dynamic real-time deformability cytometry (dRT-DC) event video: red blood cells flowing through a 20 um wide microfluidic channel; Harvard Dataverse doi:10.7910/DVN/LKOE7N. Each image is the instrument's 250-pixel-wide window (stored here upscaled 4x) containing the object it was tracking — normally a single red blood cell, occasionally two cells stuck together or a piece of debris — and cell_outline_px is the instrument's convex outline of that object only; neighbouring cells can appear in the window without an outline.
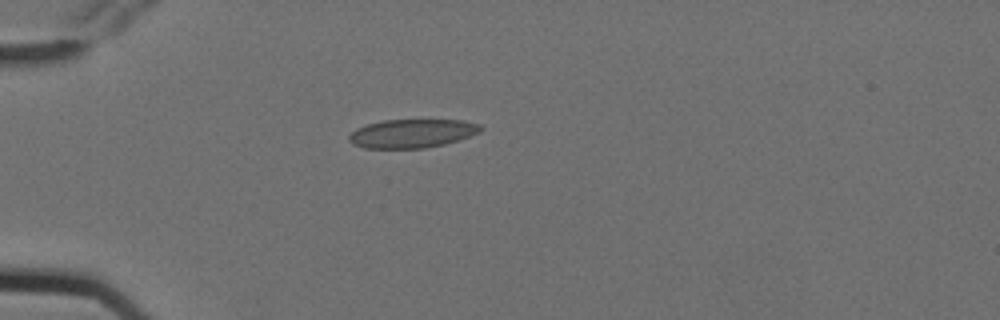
{"species": "Egyptian fruit bat (a non-hibernating species)", "species_latin": "Rousettus aegyptiacus", "temperature_condition": "cold", "stored_images_in_passage": 15, "camera_frame_rate_fps": 3000, "um_per_image_px": 0.085, "animal": {"sex": "female"}, "frame": {"image": 1, "passage_image": 4, "time_ms": 1.0, "image_size_px": [1000, 320], "cell_outline_px": [[484, 128], [480, 132], [444, 144], [424, 148], [364, 148], [352, 144], [348, 140], [348, 136], [356, 128], [368, 124], [384, 120], [464, 120], [480, 124]], "centroid_in_image_um": [35.01, 11.34], "position_along_channel_um": 50.0, "area_um2": 21.91}}
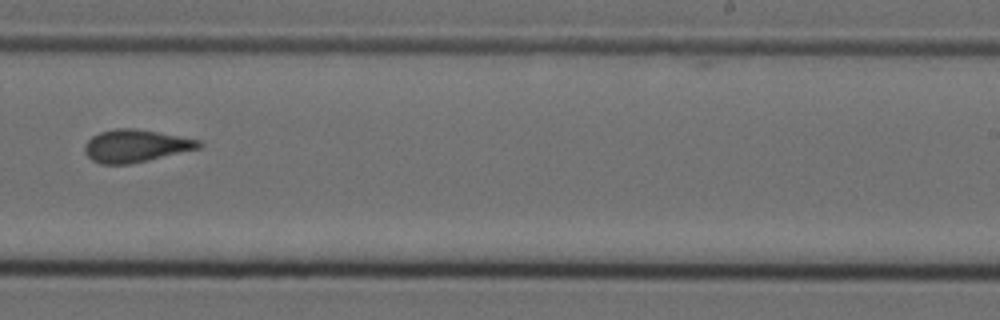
{"frame": {"image": 2, "passage_image": 10, "time_ms": 3.0, "image_size_px": [1000, 320], "cell_outline_px": [[204, 144], [200, 148], [132, 164], [100, 164], [92, 160], [84, 152], [84, 144], [92, 136], [100, 132], [116, 128], [136, 128], [200, 140]], "centroid_in_image_um": [11.52, 12.4], "position_along_channel_um": 277.5, "area_um2": 21.73}}
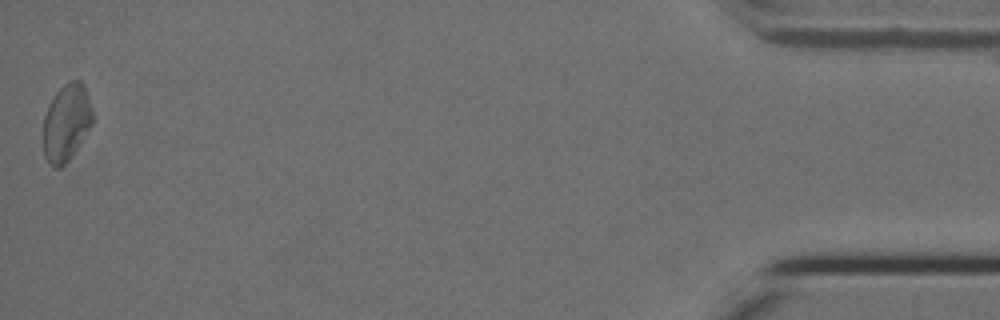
{"frame": {"image": 3, "passage_image": 15, "time_ms": 4.667, "image_size_px": [1000, 320], "cell_outline_px": [[96, 116], [92, 124], [68, 160], [60, 168], [52, 168], [48, 164], [44, 156], [44, 116], [48, 104], [56, 92], [68, 80], [80, 80], [84, 84]], "centroid_in_image_um": [5.66, 10.39], "position_along_channel_um": 429.5, "area_um2": 22.43}}